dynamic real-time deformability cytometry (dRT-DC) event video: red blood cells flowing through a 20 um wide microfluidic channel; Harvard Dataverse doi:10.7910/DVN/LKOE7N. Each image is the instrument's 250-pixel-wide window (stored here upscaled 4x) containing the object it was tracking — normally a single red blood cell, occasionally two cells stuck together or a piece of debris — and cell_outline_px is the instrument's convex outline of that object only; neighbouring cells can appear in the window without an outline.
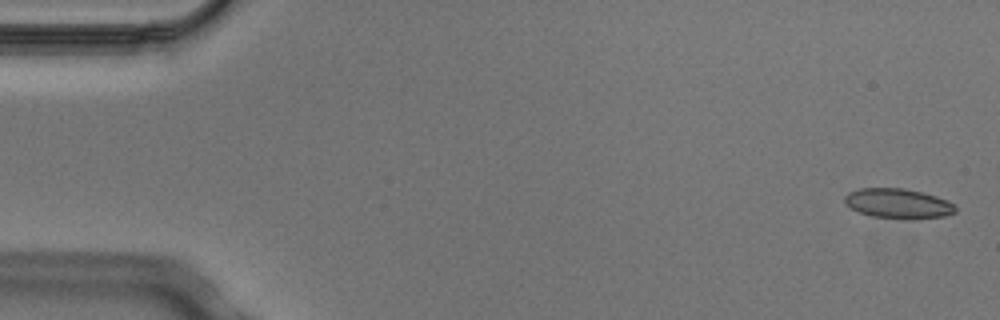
{"species": "Egyptian fruit bat (a non-hibernating species)", "species_latin": "Rousettus aegyptiacus", "temperature_condition": "cold", "stored_images_in_passage": 6, "camera_frame_rate_fps": 3000, "um_per_image_px": 0.085, "animal": {"sex": "male"}, "frame": {"image": 1, "passage_image": 1, "time_ms": 0.0, "image_size_px": [1000, 320], "cell_outline_px": [[956, 212], [944, 216], [872, 216], [860, 212], [844, 204], [844, 196], [848, 192], [860, 188], [904, 188], [936, 196], [948, 200], [956, 208]], "centroid_in_image_um": [76.28, 17.24], "position_along_channel_um": 8.7, "area_um2": 18.32}}
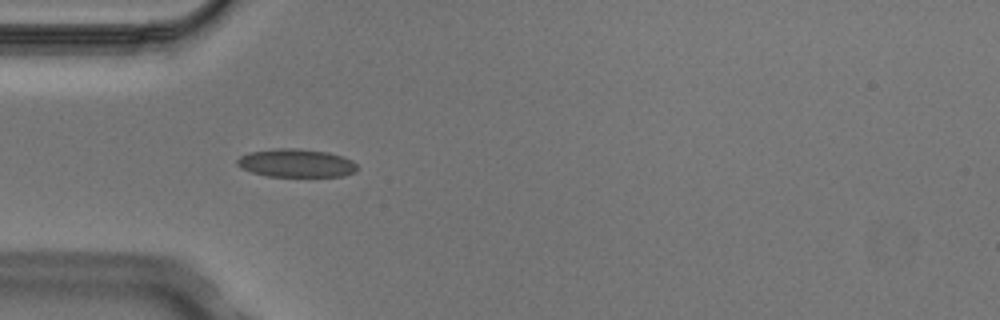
{"frame": {"image": 2, "passage_image": 5, "time_ms": 1.333, "image_size_px": [1000, 320], "cell_outline_px": [[360, 168], [356, 172], [344, 176], [268, 176], [252, 172], [236, 164], [236, 160], [240, 156], [248, 152], [276, 148], [296, 148], [328, 152], [344, 156], [352, 160]], "centroid_in_image_um": [25.22, 13.85], "position_along_channel_um": 59.8, "area_um2": 19.88}}
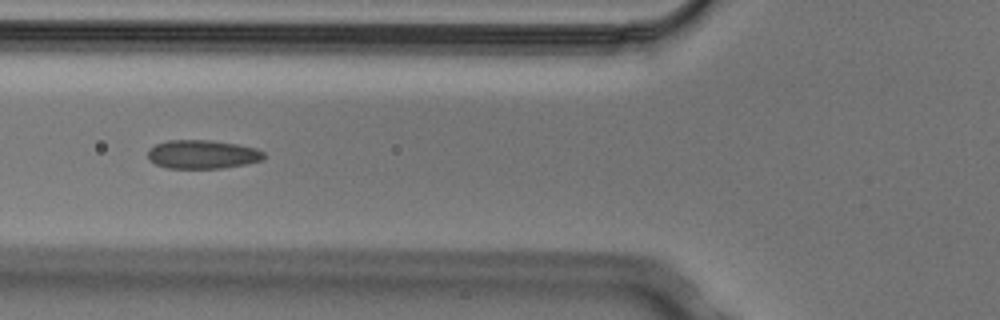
{"frame": {"image": 3, "passage_image": 6, "time_ms": 1.667, "image_size_px": [1000, 320], "cell_outline_px": [[264, 160], [224, 168], [168, 168], [156, 164], [148, 160], [148, 148], [156, 144], [168, 140], [208, 140], [236, 144], [256, 148], [264, 152]], "centroid_in_image_um": [17.19, 13.12], "position_along_channel_um": 108.6, "area_um2": 19.42}}